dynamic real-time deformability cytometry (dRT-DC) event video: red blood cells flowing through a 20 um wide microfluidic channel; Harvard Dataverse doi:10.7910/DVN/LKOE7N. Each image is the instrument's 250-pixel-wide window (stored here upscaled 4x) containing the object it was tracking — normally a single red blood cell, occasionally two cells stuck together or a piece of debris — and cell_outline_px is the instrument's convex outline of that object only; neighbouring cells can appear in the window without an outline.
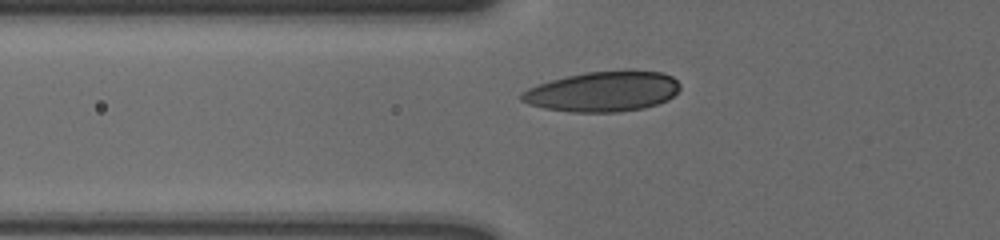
{"species": "human", "species_latin": "Homo sapiens", "temperature_condition": "cold", "stored_images_in_passage": 32, "camera_frame_rate_fps": 3000, "um_per_image_px": 0.085, "donor": {"sex": "male"}, "frame": {"image": 1, "passage_image": 2, "time_ms": 0.333, "image_size_px": [1000, 240], "cell_outline_px": [[680, 88], [668, 100], [644, 108], [616, 112], [572, 112], [544, 108], [528, 104], [520, 100], [520, 92], [528, 88], [552, 80], [568, 76], [588, 72], [624, 68], [632, 68], [660, 72], [672, 76], [680, 84]], "centroid_in_image_um": [51.27, 7.75], "position_along_channel_um": 74.5, "area_um2": 37.63}}
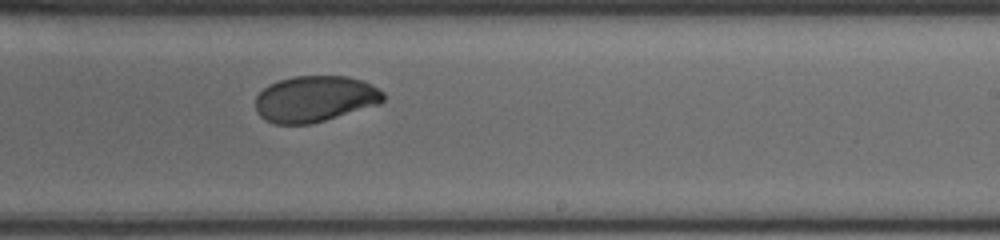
{"frame": {"image": 2, "passage_image": 18, "time_ms": 5.667, "image_size_px": [1000, 240], "cell_outline_px": [[384, 100], [380, 104], [324, 120], [308, 124], [276, 124], [264, 120], [256, 112], [256, 96], [268, 84], [292, 76], [348, 76], [364, 80], [372, 84], [384, 92]], "centroid_in_image_um": [26.78, 8.39], "position_along_channel_um": 262.2, "area_um2": 34.51}}
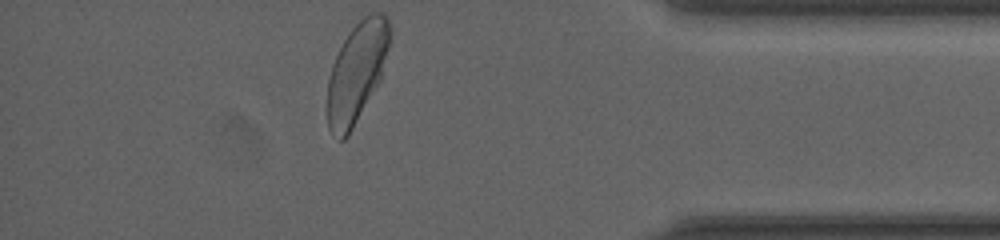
{"frame": {"image": 3, "passage_image": 32, "time_ms": 10.333, "image_size_px": [1000, 240], "cell_outline_px": [[392, 36], [380, 80], [348, 136], [344, 140], [340, 140], [328, 128], [324, 108], [328, 80], [332, 64], [344, 40], [352, 28], [368, 12], [384, 12], [388, 20], [392, 32]], "centroid_in_image_um": [30.31, 6.15], "position_along_channel_um": 404.9, "area_um2": 36.88}, "authors_computed_cell_mechanics": {"area_um2": 35.2002, "velocity_mm_per_s": 3.571, "shape_relaxation_time_tau1_ms": 3.2159, "shape_relaxation_time_tau2_ms": 0.8542, "deformation_change_tau1": 0.1097, "deformation_change_tau2": 0.0349}}